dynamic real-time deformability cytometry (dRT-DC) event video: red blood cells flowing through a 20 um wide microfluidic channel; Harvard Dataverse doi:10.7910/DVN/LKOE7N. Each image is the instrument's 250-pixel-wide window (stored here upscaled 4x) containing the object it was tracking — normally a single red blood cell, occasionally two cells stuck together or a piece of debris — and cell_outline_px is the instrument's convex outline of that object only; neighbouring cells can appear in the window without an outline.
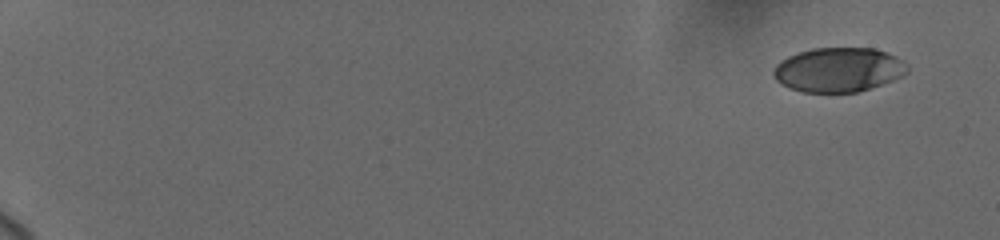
{"species": "human", "species_latin": "Homo sapiens", "temperature_condition": "cold", "stored_images_in_passage": 32, "camera_frame_rate_fps": 3000, "um_per_image_px": 0.085, "donor": {"sex": "female"}, "frame": {"image": 1, "passage_image": 1, "time_ms": 0.0, "image_size_px": [1000, 240], "cell_outline_px": [[908, 72], [892, 80], [856, 92], [800, 92], [788, 88], [780, 84], [772, 76], [772, 72], [776, 64], [780, 60], [788, 56], [812, 48], [872, 48], [896, 56], [904, 60], [908, 68]], "centroid_in_image_um": [71.22, 5.93], "position_along_channel_um": 13.8, "area_um2": 34.62}}
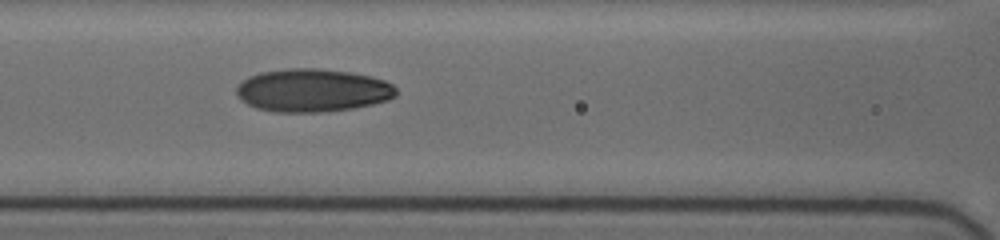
{"frame": {"image": 2, "passage_image": 19, "time_ms": 8.667, "image_size_px": [1000, 240], "cell_outline_px": [[396, 96], [388, 100], [372, 104], [352, 108], [324, 112], [272, 112], [256, 108], [240, 100], [236, 92], [236, 88], [248, 76], [260, 72], [288, 68], [316, 68], [348, 72], [368, 76], [384, 80], [392, 84], [396, 88]], "centroid_in_image_um": [26.54, 7.68], "position_along_channel_um": 140.1, "area_um2": 40.06}}
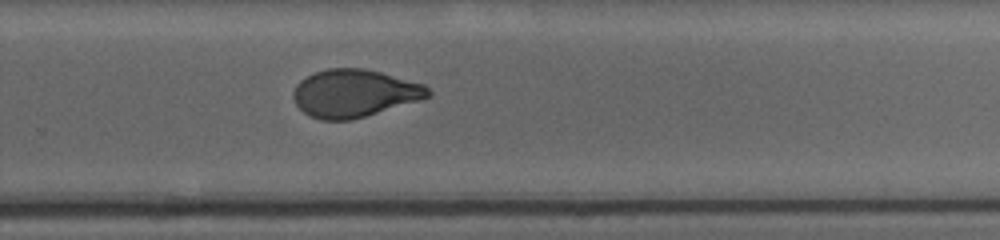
{"frame": {"image": 3, "passage_image": 32, "time_ms": 13.0, "image_size_px": [1000, 240], "cell_outline_px": [[432, 96], [420, 100], [352, 120], [320, 120], [308, 116], [296, 104], [292, 96], [292, 92], [296, 84], [300, 80], [312, 72], [328, 68], [364, 68], [380, 72], [424, 84], [432, 92]], "centroid_in_image_um": [30.09, 7.93], "position_along_channel_um": 299.7, "area_um2": 37.69}}